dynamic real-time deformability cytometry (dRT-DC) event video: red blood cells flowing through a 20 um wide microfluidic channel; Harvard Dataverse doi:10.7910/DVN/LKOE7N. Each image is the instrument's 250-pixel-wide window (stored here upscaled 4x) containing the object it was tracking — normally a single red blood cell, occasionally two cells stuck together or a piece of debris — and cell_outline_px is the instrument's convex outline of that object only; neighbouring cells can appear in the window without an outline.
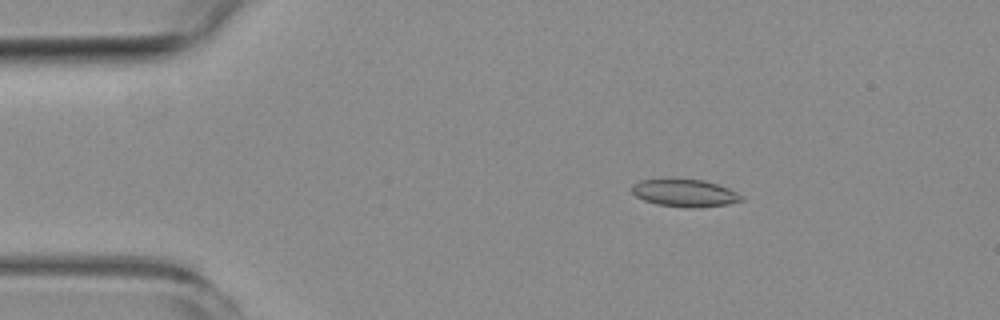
{"species": "common noctule bat (a hibernating species)", "species_latin": "Nyctalus noctula", "temperature_condition": "room temperature", "stored_images_in_passage": 4, "camera_frame_rate_fps": 3000, "um_per_image_px": 0.085, "animal": {"sex": "female", "body_mass_g": 19.3, "forearm_length_mm": 54.1}, "frame": {"image": 1, "passage_image": 2, "time_ms": 1.0, "image_size_px": [1000, 320], "cell_outline_px": [[744, 200], [728, 204], [700, 208], [684, 208], [656, 204], [644, 200], [636, 196], [632, 192], [632, 184], [640, 180], [704, 180], [728, 188], [744, 196]], "centroid_in_image_um": [58.23, 16.43], "position_along_channel_um": 26.8, "area_um2": 17.46}}
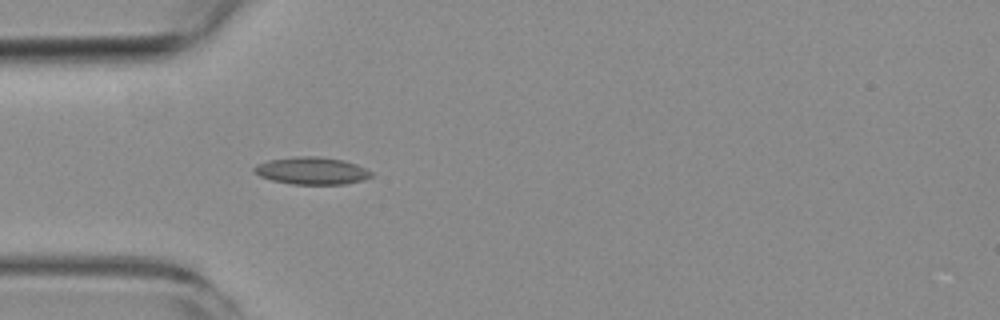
{"frame": {"image": 2, "passage_image": 4, "time_ms": 3.333, "image_size_px": [1000, 320], "cell_outline_px": [[372, 176], [364, 180], [344, 184], [292, 184], [272, 180], [260, 176], [252, 172], [252, 168], [256, 164], [268, 160], [296, 156], [316, 156], [344, 160], [356, 164], [372, 172]], "centroid_in_image_um": [26.47, 14.51], "position_along_channel_um": 58.5, "area_um2": 18.73}}